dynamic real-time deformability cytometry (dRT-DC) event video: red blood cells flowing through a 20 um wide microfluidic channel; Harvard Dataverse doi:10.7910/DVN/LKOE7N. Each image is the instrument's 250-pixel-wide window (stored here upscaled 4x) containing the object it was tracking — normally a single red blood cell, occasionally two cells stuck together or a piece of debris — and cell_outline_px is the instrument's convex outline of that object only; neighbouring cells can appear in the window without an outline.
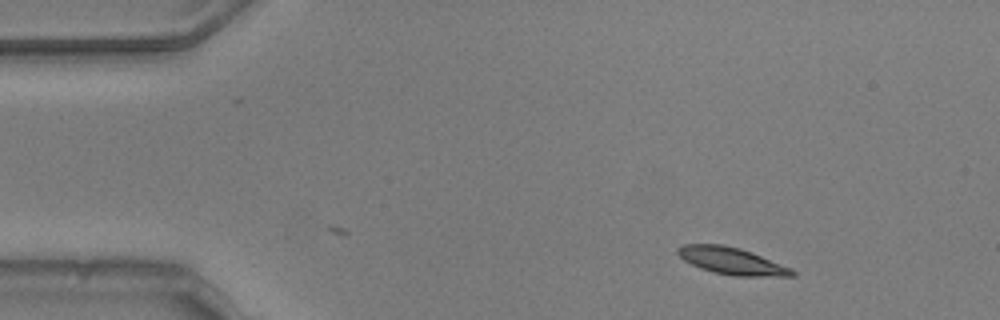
{"species": "common noctule bat (a hibernating species)", "species_latin": "Nyctalus noctula", "temperature_condition": "warm", "stored_images_in_passage": 7, "camera_frame_rate_fps": 3000, "um_per_image_px": 0.085, "animal": {"sex": "male", "body_mass_g": 20.5, "forearm_length_mm": 52.5}, "frame": {"image": 1, "passage_image": 1, "time_ms": 0.0, "image_size_px": [1000, 320], "cell_outline_px": [[796, 276], [732, 276], [700, 268], [684, 260], [676, 252], [676, 248], [684, 244], [720, 244], [740, 248], [752, 252], [792, 268], [796, 272]], "centroid_in_image_um": [62.22, 22.18], "position_along_channel_um": 22.8, "area_um2": 17.98}}